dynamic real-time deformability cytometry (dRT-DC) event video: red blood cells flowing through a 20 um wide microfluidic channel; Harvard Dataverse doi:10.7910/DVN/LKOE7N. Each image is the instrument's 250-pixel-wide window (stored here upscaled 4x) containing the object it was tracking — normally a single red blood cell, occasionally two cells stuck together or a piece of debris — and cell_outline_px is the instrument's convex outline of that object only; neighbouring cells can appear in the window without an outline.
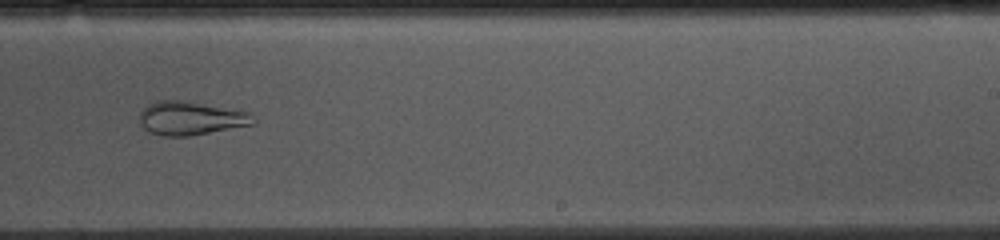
{"species": "common noctule bat (a hibernating species)", "species_latin": "Nyctalus noctula", "temperature_condition": "cold", "stored_images_in_passage": 41, "camera_frame_rate_fps": 3000, "um_per_image_px": 0.085, "animal": {"sex": "female", "body_mass_g": 10.0, "forearm_length_mm": 53.1}, "frame": {"image": 1, "passage_image": 20, "time_ms": 6.333, "image_size_px": [1000, 240], "cell_outline_px": [[256, 124], [188, 136], [164, 136], [148, 132], [140, 124], [140, 112], [148, 104], [160, 100], [180, 100], [248, 112], [256, 120]], "centroid_in_image_um": [16.19, 10.06], "position_along_channel_um": 272.8, "area_um2": 22.02}}
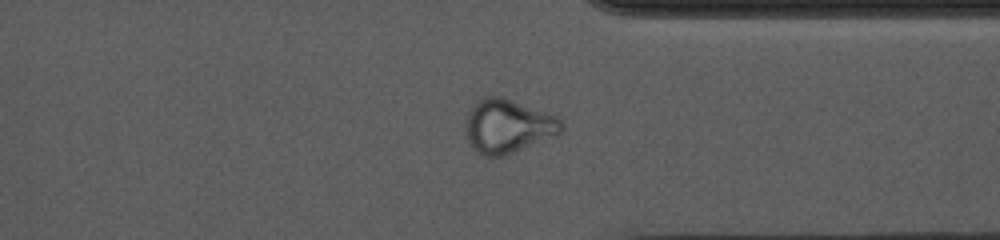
{"frame": {"image": 2, "passage_image": 28, "time_ms": 9.0, "image_size_px": [1000, 240], "cell_outline_px": [[564, 132], [556, 136], [512, 152], [500, 156], [484, 156], [468, 140], [464, 132], [464, 120], [468, 112], [476, 100], [484, 96], [500, 96], [556, 116], [564, 124]], "centroid_in_image_um": [43.15, 10.7], "position_along_channel_um": 368.2, "area_um2": 29.88}}
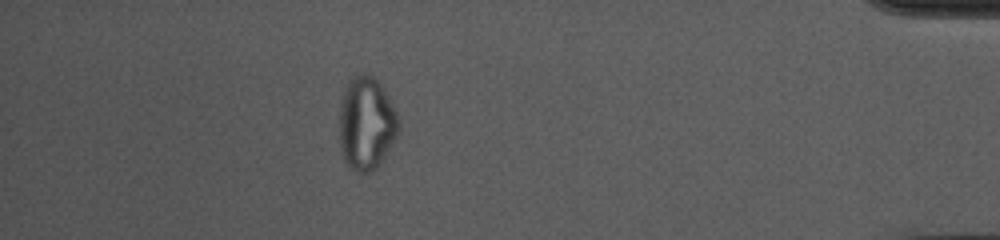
{"frame": {"image": 3, "passage_image": 35, "time_ms": 11.333, "image_size_px": [1000, 240], "cell_outline_px": [[400, 128], [396, 136], [380, 164], [372, 172], [356, 172], [348, 168], [340, 152], [336, 140], [340, 104], [344, 88], [348, 80], [352, 76], [364, 72], [368, 72], [384, 88], [396, 112], [400, 124]], "centroid_in_image_um": [31.07, 10.5], "position_along_channel_um": 404.1, "area_um2": 33.23}, "authors_computed_cell_mechanics": {"area_um2": 25.9522, "velocity_mm_per_s": 3.685, "shape_relaxation_time_tau1_ms": null, "shape_relaxation_time_tau2_ms": 1.365, "deformation_change_tau1": null, "deformation_change_tau2": 0.0794}}